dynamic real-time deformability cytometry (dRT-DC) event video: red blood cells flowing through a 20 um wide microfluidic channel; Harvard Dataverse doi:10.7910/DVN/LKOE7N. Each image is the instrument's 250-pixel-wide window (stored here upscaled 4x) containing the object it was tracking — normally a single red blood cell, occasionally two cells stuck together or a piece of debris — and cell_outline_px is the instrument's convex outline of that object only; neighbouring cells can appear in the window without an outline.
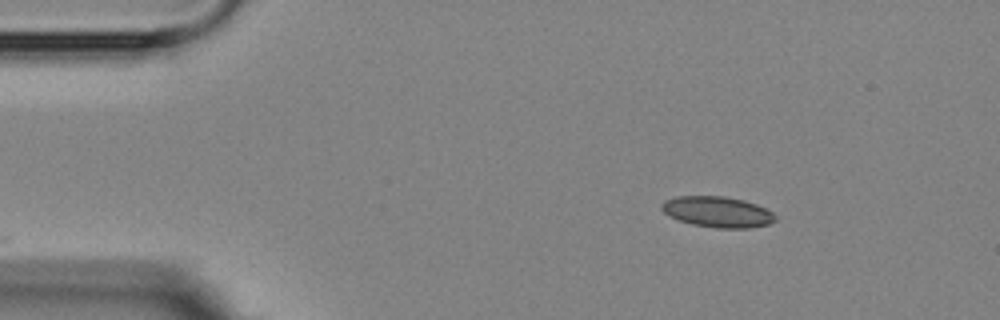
{"species": "Egyptian fruit bat (a non-hibernating species)", "species_latin": "Rousettus aegyptiacus", "temperature_condition": "room temperature", "stored_images_in_passage": 3, "camera_frame_rate_fps": 3000, "um_per_image_px": 0.085, "animal": {"sex": "female"}, "frame": {"image": 1, "passage_image": 1, "time_ms": 0.0, "image_size_px": [1000, 320], "cell_outline_px": [[776, 220], [768, 224], [748, 228], [716, 228], [692, 224], [680, 220], [664, 212], [660, 208], [660, 204], [664, 200], [676, 196], [724, 196], [744, 200], [756, 204], [772, 212], [776, 216]], "centroid_in_image_um": [60.98, 18.0], "position_along_channel_um": 24.0, "area_um2": 20.35}}